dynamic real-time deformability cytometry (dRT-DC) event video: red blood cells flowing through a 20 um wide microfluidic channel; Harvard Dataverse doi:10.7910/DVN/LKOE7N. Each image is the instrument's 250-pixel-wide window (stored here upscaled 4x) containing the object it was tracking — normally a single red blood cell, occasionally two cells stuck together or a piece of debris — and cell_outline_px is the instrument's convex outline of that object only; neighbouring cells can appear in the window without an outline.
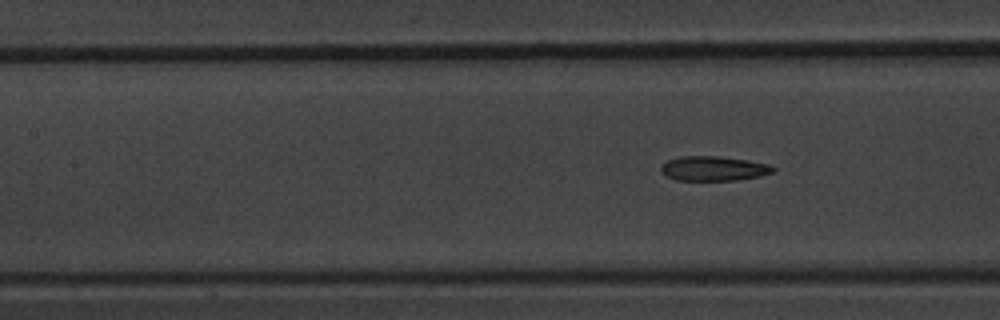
{"species": "common noctule bat (a hibernating species)", "species_latin": "Nyctalus noctula", "temperature_condition": "warm", "stored_images_in_passage": 7, "camera_frame_rate_fps": 3000, "um_per_image_px": 0.085, "animal": {"sex": "male", "body_mass_g": 20.1, "forearm_length_mm": 53.5}, "frame": {"image": 1, "passage_image": 7, "time_ms": 8.0, "image_size_px": [1000, 320], "cell_outline_px": [[776, 168], [772, 172], [760, 176], [736, 180], [676, 180], [664, 176], [660, 172], [660, 168], [668, 160], [680, 156], [720, 156], [748, 160], [768, 164]], "centroid_in_image_um": [60.62, 14.32], "position_along_channel_um": 146.8, "area_um2": 16.13}}